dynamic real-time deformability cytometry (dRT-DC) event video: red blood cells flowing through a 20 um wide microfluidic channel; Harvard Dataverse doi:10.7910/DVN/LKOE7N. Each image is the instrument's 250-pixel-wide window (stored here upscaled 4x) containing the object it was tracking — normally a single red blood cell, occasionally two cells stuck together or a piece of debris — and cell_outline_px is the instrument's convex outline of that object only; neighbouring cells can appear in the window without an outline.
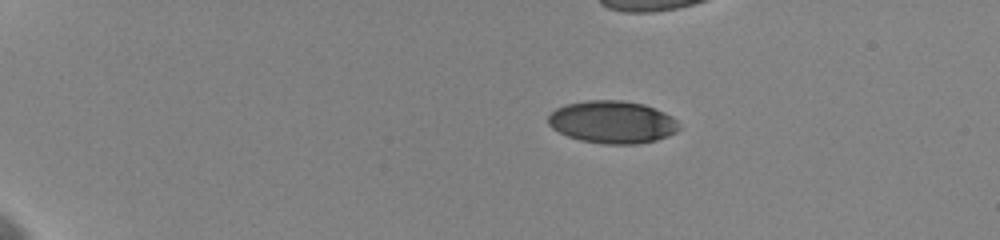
{"species": "human", "species_latin": "Homo sapiens", "temperature_condition": "cold", "stored_images_in_passage": 19, "camera_frame_rate_fps": 3000, "um_per_image_px": 0.085, "donor": {"sex": "female"}, "frame": {"image": 1, "passage_image": 1, "time_ms": 0.0, "image_size_px": [1000, 240], "cell_outline_px": [[680, 128], [676, 132], [668, 136], [656, 140], [636, 144], [604, 144], [580, 140], [568, 136], [552, 128], [548, 124], [548, 116], [556, 108], [564, 104], [588, 100], [620, 100], [644, 104], [664, 112], [672, 116], [680, 124]], "centroid_in_image_um": [52.06, 10.37], "position_along_channel_um": 32.9, "area_um2": 32.54}}